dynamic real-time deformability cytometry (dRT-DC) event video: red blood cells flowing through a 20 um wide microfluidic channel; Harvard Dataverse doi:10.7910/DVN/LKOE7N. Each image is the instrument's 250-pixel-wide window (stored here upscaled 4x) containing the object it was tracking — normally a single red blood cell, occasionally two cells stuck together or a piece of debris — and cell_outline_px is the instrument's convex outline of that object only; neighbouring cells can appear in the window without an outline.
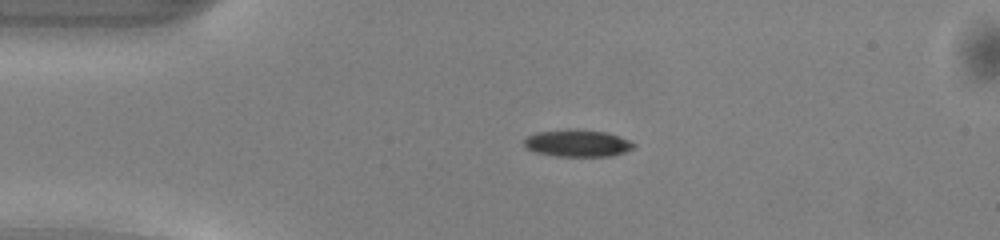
{"species": "common noctule bat (a hibernating species)", "species_latin": "Nyctalus noctula", "temperature_condition": "warm", "stored_images_in_passage": 40, "camera_frame_rate_fps": 3000, "um_per_image_px": 0.085, "animal": {"sex": "male", "body_mass_g": 13.0, "forearm_length_mm": 53.1}, "frame": {"image": 1, "passage_image": 1, "time_ms": 0.0, "image_size_px": [1000, 240], "cell_outline_px": [[636, 144], [632, 148], [624, 152], [612, 156], [556, 156], [536, 152], [528, 148], [524, 144], [524, 140], [528, 136], [536, 132], [568, 128], [576, 128], [608, 132], [620, 136]], "centroid_in_image_um": [49.09, 12.15], "position_along_channel_um": 35.9, "area_um2": 17.46}}
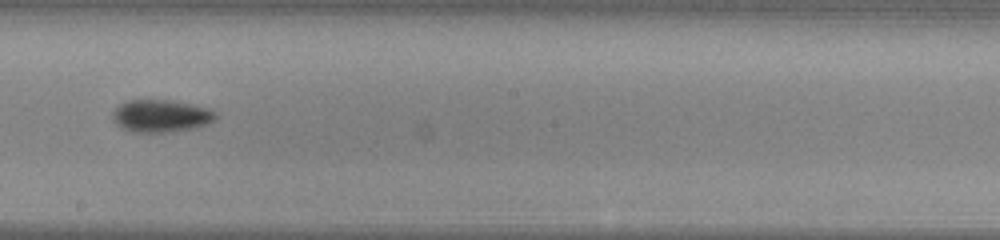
{"frame": {"image": 2, "passage_image": 18, "time_ms": 5.667, "image_size_px": [1000, 240], "cell_outline_px": [[216, 120], [192, 128], [164, 132], [132, 132], [120, 128], [116, 124], [112, 116], [112, 112], [120, 104], [128, 100], [172, 100], [192, 104], [216, 112]], "centroid_in_image_um": [13.63, 9.85], "position_along_channel_um": 234.6, "area_um2": 19.31}}
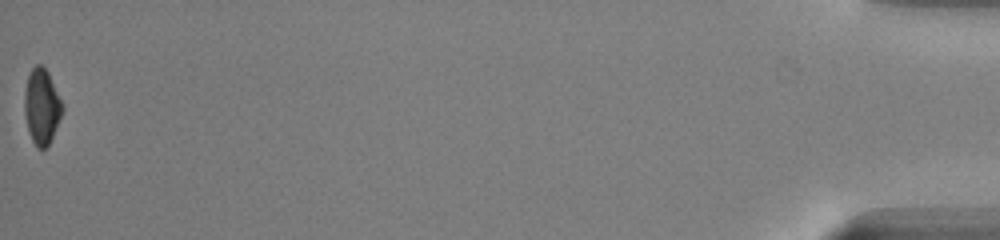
{"frame": {"image": 3, "passage_image": 40, "time_ms": 13.0, "image_size_px": [1000, 240], "cell_outline_px": [[64, 108], [52, 136], [48, 144], [44, 148], [36, 148], [28, 132], [24, 112], [24, 92], [28, 76], [32, 68], [36, 64], [40, 64], [48, 72], [64, 104]], "centroid_in_image_um": [3.54, 9.03], "position_along_channel_um": 431.7, "area_um2": 16.65}, "authors_computed_cell_mechanics": {"area_um2": 17.8024, "velocity_mm_per_s": 4.1376, "shape_relaxation_time_tau1_ms": 2.3977, "shape_relaxation_time_tau2_ms": 7.7038, "deformation_change_tau1": 0.1196, "deformation_change_tau2": 0.1286}}